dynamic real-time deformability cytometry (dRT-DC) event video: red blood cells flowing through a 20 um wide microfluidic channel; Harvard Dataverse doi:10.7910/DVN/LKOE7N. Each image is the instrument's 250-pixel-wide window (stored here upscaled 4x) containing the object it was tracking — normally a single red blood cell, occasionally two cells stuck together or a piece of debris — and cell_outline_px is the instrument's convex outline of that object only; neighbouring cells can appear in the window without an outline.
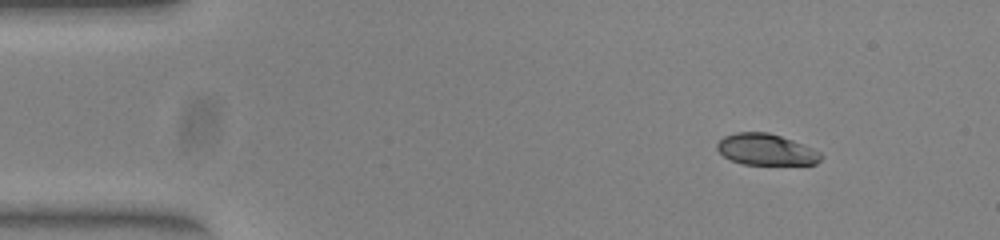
{"species": "common noctule bat (a hibernating species)", "species_latin": "Nyctalus noctula", "temperature_condition": "warm", "stored_images_in_passage": 47, "camera_frame_rate_fps": 3000, "um_per_image_px": 0.085, "animal": {"sex": "female", "body_mass_g": 23.0, "forearm_length_mm": 53.4}, "frame": {"image": 1, "passage_image": 1, "time_ms": 0.0, "image_size_px": [1000, 240], "cell_outline_px": [[824, 156], [816, 164], [744, 164], [732, 160], [724, 156], [716, 148], [716, 144], [724, 136], [736, 132], [768, 132], [792, 140], [812, 148], [820, 152]], "centroid_in_image_um": [65.12, 12.71], "position_along_channel_um": 19.9, "area_um2": 18.79}}
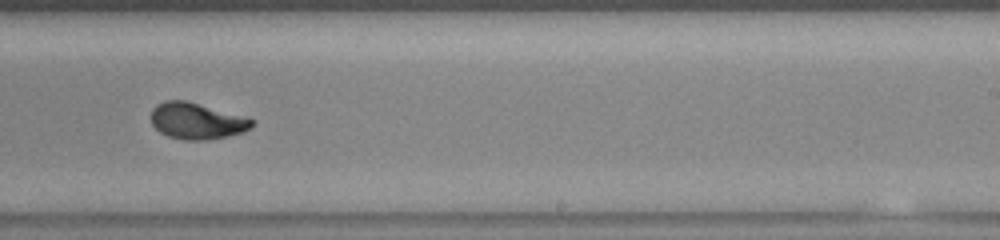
{"frame": {"image": 2, "passage_image": 27, "time_ms": 8.667, "image_size_px": [1000, 240], "cell_outline_px": [[252, 128], [244, 132], [228, 136], [208, 140], [184, 140], [168, 136], [160, 132], [152, 124], [152, 108], [156, 104], [164, 100], [188, 100], [248, 116], [252, 120]], "centroid_in_image_um": [16.76, 10.26], "position_along_channel_um": 272.2, "area_um2": 21.79}}
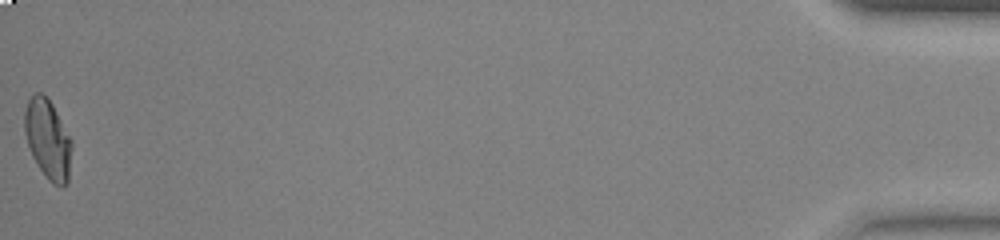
{"frame": {"image": 3, "passage_image": 47, "time_ms": 15.333, "image_size_px": [1000, 240], "cell_outline_px": [[72, 148], [68, 180], [64, 188], [52, 184], [48, 180], [36, 164], [32, 156], [24, 132], [24, 112], [28, 100], [36, 92], [40, 92], [52, 104], [72, 140]], "centroid_in_image_um": [4.07, 11.87], "position_along_channel_um": 431.1, "area_um2": 21.91}, "authors_computed_cell_mechanics": {"area_um2": 21.2126, "velocity_mm_per_s": 3.9345, "shape_relaxation_time_tau1_ms": 5.4434, "shape_relaxation_time_tau2_ms": 0.9467, "deformation_change_tau1": 0.21, "deformation_change_tau2": 0.0443}}